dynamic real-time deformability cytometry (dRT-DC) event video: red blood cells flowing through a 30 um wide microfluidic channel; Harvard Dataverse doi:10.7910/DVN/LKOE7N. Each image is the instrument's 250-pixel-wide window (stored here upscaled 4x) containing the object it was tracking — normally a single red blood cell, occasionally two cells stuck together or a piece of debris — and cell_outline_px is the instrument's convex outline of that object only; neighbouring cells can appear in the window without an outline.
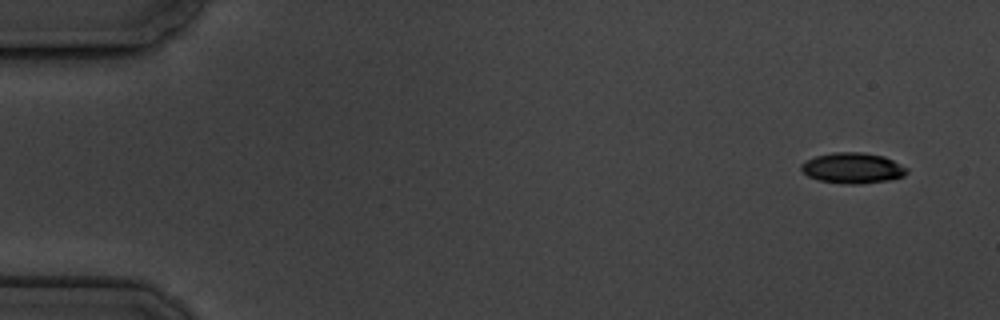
{"species": "common noctule bat (a hibernating species)", "species_latin": "Nyctalus noctula", "temperature_condition": "cold", "stored_images_in_passage": 5, "camera_frame_rate_fps": 3000, "um_per_image_px": 0.085, "animal": {"sex": "male", "body_mass_g": 19.5, "forearm_length_mm": 54.6}, "frame": {"image": 1, "passage_image": 1, "time_ms": 0.0, "image_size_px": [1000, 320], "cell_outline_px": [[908, 172], [904, 176], [888, 180], [860, 184], [848, 184], [820, 180], [808, 176], [800, 168], [800, 164], [816, 156], [832, 152], [864, 152], [884, 156], [908, 168]], "centroid_in_image_um": [72.49, 14.28], "position_along_channel_um": 12.5, "area_um2": 18.79}}
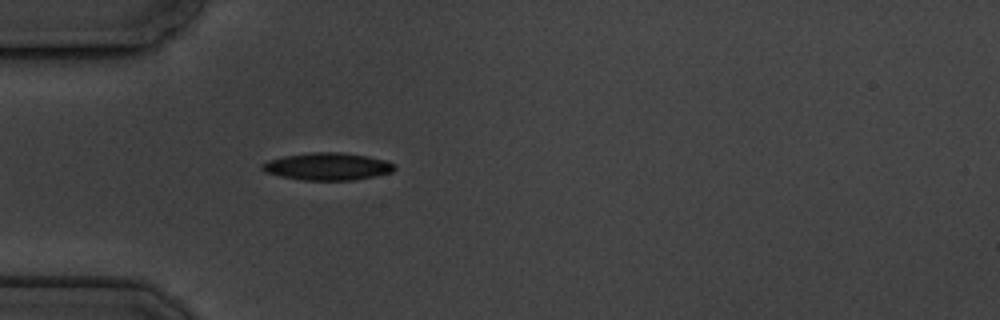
{"frame": {"image": 2, "passage_image": 5, "time_ms": 4.667, "image_size_px": [1000, 320], "cell_outline_px": [[396, 168], [392, 172], [376, 176], [352, 180], [304, 180], [280, 176], [264, 172], [260, 168], [260, 164], [268, 160], [284, 156], [312, 152], [340, 152], [368, 156], [384, 160], [396, 164]], "centroid_in_image_um": [27.83, 14.15], "position_along_channel_um": 57.2, "area_um2": 21.21}}